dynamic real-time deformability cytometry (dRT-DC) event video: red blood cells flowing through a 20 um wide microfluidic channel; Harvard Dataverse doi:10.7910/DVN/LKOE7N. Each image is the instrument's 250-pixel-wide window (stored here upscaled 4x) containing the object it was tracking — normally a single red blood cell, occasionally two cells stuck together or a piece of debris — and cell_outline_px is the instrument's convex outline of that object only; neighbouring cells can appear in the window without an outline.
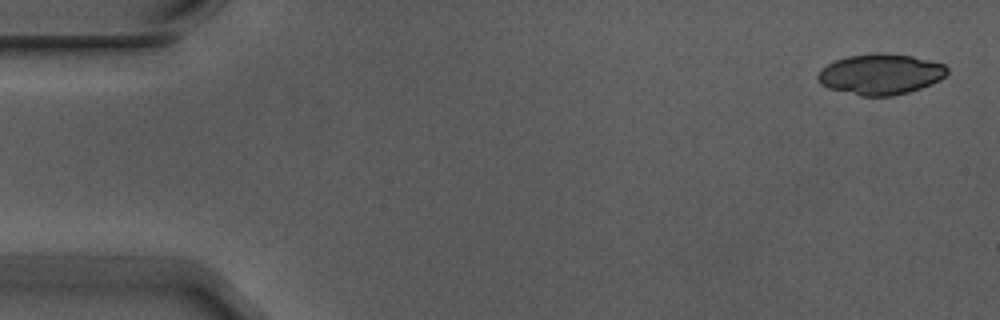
{"species": "Egyptian fruit bat (a non-hibernating species)", "species_latin": "Rousettus aegyptiacus", "temperature_condition": "warm", "stored_images_in_passage": 5, "camera_frame_rate_fps": 3000, "um_per_image_px": 0.085, "animal": {"sex": "male"}, "frame": {"image": 1, "passage_image": 1, "time_ms": 0.0, "image_size_px": [1000, 320], "cell_outline_px": [[948, 72], [940, 80], [920, 88], [908, 92], [892, 96], [860, 96], [828, 88], [820, 84], [816, 80], [816, 76], [828, 64], [836, 60], [848, 56], [876, 52], [880, 52], [912, 56], [944, 64], [948, 68]], "centroid_in_image_um": [74.83, 6.31], "position_along_channel_um": 10.2, "area_um2": 30.63}}